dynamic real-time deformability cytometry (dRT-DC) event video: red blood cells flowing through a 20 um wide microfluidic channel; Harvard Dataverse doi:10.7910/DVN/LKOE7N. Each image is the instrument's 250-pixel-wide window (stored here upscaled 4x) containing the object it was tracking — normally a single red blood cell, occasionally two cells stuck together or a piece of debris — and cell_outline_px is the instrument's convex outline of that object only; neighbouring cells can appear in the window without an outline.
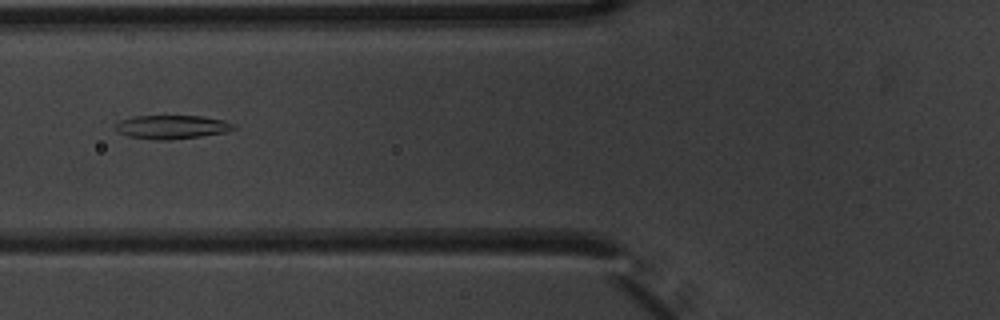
{"species": "common noctule bat (a hibernating species)", "species_latin": "Nyctalus noctula", "temperature_condition": "warm", "stored_images_in_passage": 2, "camera_frame_rate_fps": 3000, "um_per_image_px": 0.085, "animal": {"sex": "male", "body_mass_g": 20.1, "forearm_length_mm": 53.5}, "frame": {"image": 1, "passage_image": 2, "time_ms": 0.333, "image_size_px": [1000, 320], "cell_outline_px": [[236, 128], [228, 132], [200, 136], [168, 140], [156, 140], [128, 136], [112, 128], [120, 120], [132, 116], [200, 116], [224, 120], [232, 124]], "centroid_in_image_um": [14.58, 10.79], "position_along_channel_um": 111.2, "area_um2": 16.3}}